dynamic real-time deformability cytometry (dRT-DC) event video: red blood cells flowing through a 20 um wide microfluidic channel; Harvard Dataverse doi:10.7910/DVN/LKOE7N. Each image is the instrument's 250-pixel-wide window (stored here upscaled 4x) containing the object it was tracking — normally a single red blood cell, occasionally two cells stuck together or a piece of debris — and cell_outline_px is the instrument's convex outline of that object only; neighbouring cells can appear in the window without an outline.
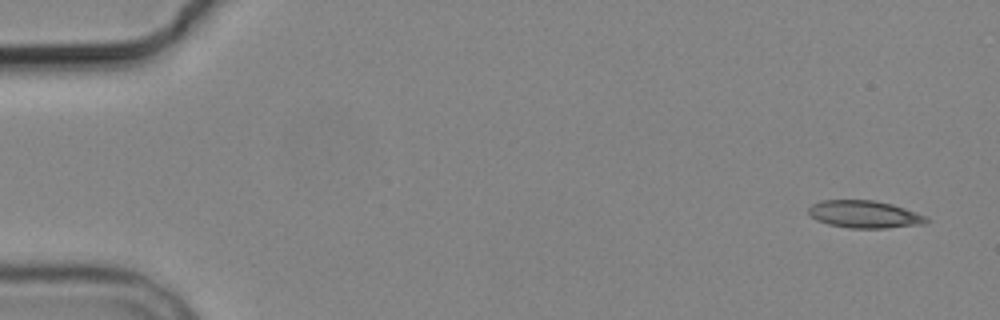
{"species": "common noctule bat (a hibernating species)", "species_latin": "Nyctalus noctula", "temperature_condition": "cold", "stored_images_in_passage": 5, "camera_frame_rate_fps": 3000, "um_per_image_px": 0.085, "animal": {"sex": "male", "body_mass_g": 19.2, "forearm_length_mm": 51.8}, "frame": {"image": 1, "passage_image": 1, "time_ms": 0.0, "image_size_px": [1000, 320], "cell_outline_px": [[932, 220], [920, 224], [884, 228], [848, 228], [828, 224], [816, 220], [808, 212], [808, 208], [812, 204], [820, 200], [872, 200], [892, 204], [904, 208], [924, 216]], "centroid_in_image_um": [73.43, 18.21], "position_along_channel_um": 11.6, "area_um2": 18.67}}
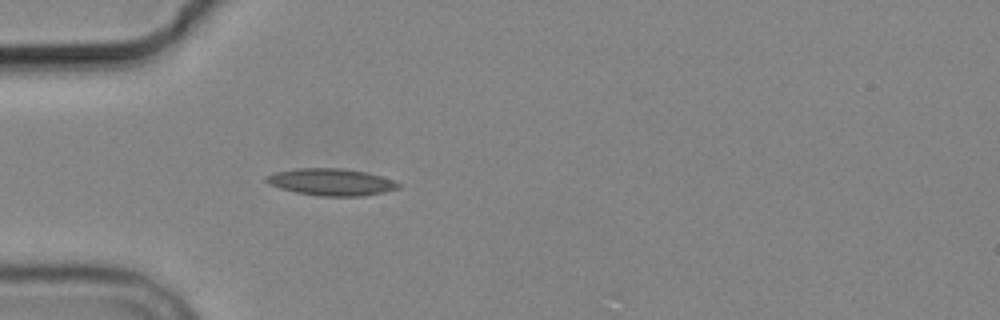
{"frame": {"image": 2, "passage_image": 5, "time_ms": 4.667, "image_size_px": [1000, 320], "cell_outline_px": [[404, 184], [400, 188], [384, 192], [360, 196], [324, 196], [296, 192], [280, 188], [268, 184], [264, 180], [264, 176], [276, 172], [296, 168], [344, 168], [364, 172], [380, 176]], "centroid_in_image_um": [28.15, 15.47], "position_along_channel_um": 56.9, "area_um2": 20.75}}